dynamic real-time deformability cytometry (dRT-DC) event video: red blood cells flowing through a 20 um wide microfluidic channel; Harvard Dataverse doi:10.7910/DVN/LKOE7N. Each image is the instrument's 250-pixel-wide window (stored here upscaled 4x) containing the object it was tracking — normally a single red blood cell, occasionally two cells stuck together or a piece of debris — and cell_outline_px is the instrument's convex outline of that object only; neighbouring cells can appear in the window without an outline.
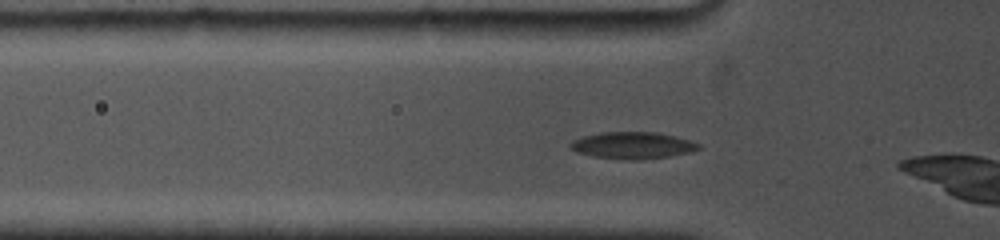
{"species": "common noctule bat (a hibernating species)", "species_latin": "Nyctalus noctula", "temperature_condition": "cold", "stored_images_in_passage": 70, "camera_frame_rate_fps": 5000, "um_per_image_px": 0.085, "animal": {"sex": "female", "body_mass_g": 19.0, "forearm_length_mm": 53.3}, "frame": {"image": 1, "passage_image": 10, "time_ms": 1.4, "image_size_px": [1000, 240], "cell_outline_px": [[700, 148], [692, 152], [668, 156], [640, 160], [628, 160], [592, 156], [576, 152], [568, 144], [572, 140], [584, 136], [600, 132], [656, 132], [676, 136], [700, 144]], "centroid_in_image_um": [53.76, 12.36], "position_along_channel_um": 72.0, "area_um2": 20.06}}
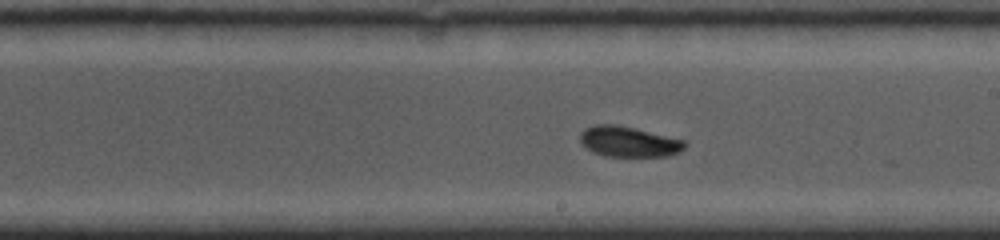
{"frame": {"image": 2, "passage_image": 42, "time_ms": 5.8, "image_size_px": [1000, 240], "cell_outline_px": [[688, 144], [680, 152], [668, 156], [604, 156], [592, 152], [580, 144], [580, 132], [584, 128], [596, 124], [620, 124], [688, 140]], "centroid_in_image_um": [53.46, 12.02], "position_along_channel_um": 235.5, "area_um2": 19.19}}
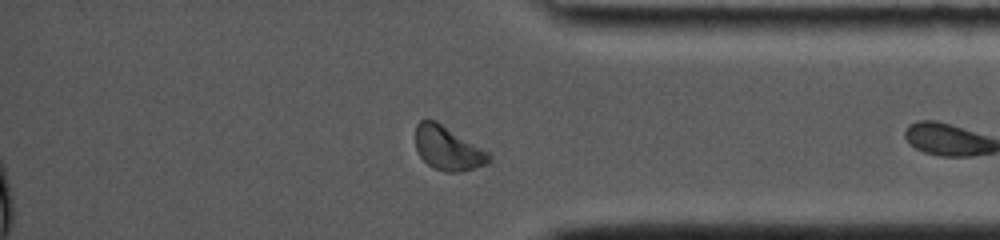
{"frame": {"image": 3, "passage_image": 63, "time_ms": 10.2, "image_size_px": [1000, 240], "cell_outline_px": [[492, 160], [488, 164], [460, 172], [444, 172], [432, 168], [420, 156], [416, 148], [416, 124], [420, 120], [436, 120], [488, 152], [492, 156]], "centroid_in_image_um": [38.07, 12.62], "position_along_channel_um": 397.1, "area_um2": 18.79}}